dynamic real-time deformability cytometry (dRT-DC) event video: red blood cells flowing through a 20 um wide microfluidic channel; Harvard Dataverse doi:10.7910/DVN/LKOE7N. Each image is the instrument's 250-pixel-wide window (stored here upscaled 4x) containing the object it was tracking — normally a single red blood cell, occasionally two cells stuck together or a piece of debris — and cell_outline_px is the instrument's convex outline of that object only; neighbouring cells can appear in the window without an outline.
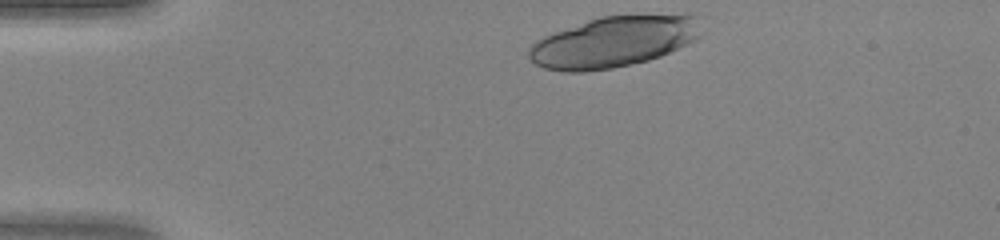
{"species": "human", "species_latin": "Homo sapiens", "temperature_condition": "warm", "stored_images_in_passage": 31, "camera_frame_rate_fps": 3000, "um_per_image_px": 0.085, "donor": {"sex": "female"}, "frame": {"image": 1, "passage_image": 1, "time_ms": 0.0, "image_size_px": [1000, 240], "cell_outline_px": [[700, 36], [696, 40], [660, 56], [648, 60], [612, 68], [584, 72], [564, 72], [544, 68], [536, 64], [528, 56], [528, 48], [536, 40], [552, 32], [600, 16], [684, 12], [688, 12], [700, 16]], "centroid_in_image_um": [52.22, 3.51], "position_along_channel_um": 32.8, "area_um2": 52.14}}
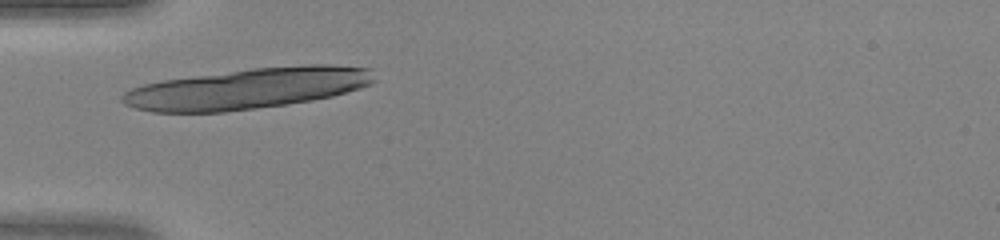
{"frame": {"image": 2, "passage_image": 7, "time_ms": 2.0, "image_size_px": [1000, 240], "cell_outline_px": [[376, 80], [372, 84], [360, 88], [332, 96], [312, 100], [288, 104], [224, 112], [152, 112], [136, 108], [124, 104], [120, 100], [120, 96], [124, 92], [132, 88], [144, 84], [164, 80], [252, 68], [304, 64], [332, 64], [372, 68]], "centroid_in_image_um": [21.09, 7.51], "position_along_channel_um": 63.9, "area_um2": 60.11}}